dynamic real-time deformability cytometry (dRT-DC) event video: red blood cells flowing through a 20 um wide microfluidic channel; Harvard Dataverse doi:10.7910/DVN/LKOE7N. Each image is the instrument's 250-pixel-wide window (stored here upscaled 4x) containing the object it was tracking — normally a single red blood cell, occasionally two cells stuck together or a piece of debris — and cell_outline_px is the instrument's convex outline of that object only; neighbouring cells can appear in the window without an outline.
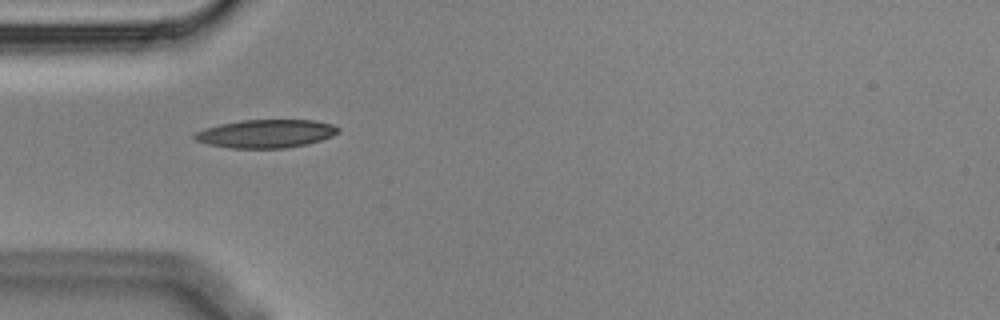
{"species": "Egyptian fruit bat (a non-hibernating species)", "species_latin": "Rousettus aegyptiacus", "temperature_condition": "cold", "stored_images_in_passage": 3, "camera_frame_rate_fps": 3000, "um_per_image_px": 0.085, "animal": {"sex": "male"}, "frame": {"image": 1, "passage_image": 1, "time_ms": 0.0, "image_size_px": [1000, 320], "cell_outline_px": [[340, 132], [332, 136], [308, 144], [284, 148], [232, 148], [208, 144], [196, 140], [192, 136], [196, 132], [204, 128], [220, 124], [240, 120], [312, 120], [332, 124], [340, 128]], "centroid_in_image_um": [22.61, 11.36], "position_along_channel_um": 62.4, "area_um2": 23.64}}
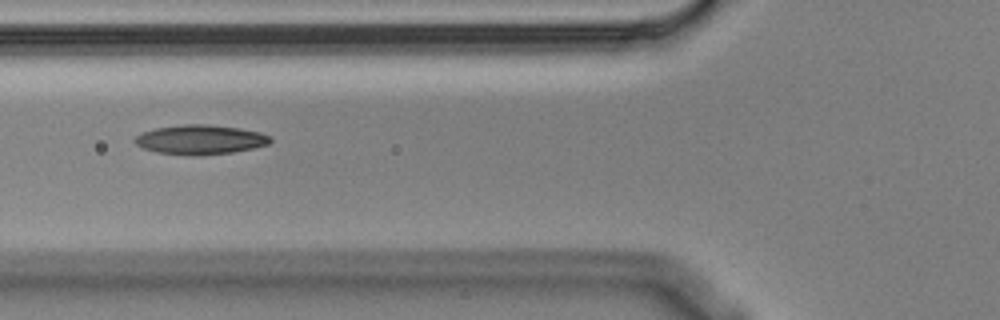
{"frame": {"image": 2, "passage_image": 2, "time_ms": 0.333, "image_size_px": [1000, 320], "cell_outline_px": [[272, 140], [268, 144], [252, 148], [232, 152], [200, 156], [192, 156], [156, 152], [144, 148], [136, 144], [132, 140], [136, 136], [144, 132], [156, 128], [184, 124], [208, 124], [240, 128], [260, 132], [272, 136]], "centroid_in_image_um": [17.04, 11.87], "position_along_channel_um": 108.8, "area_um2": 23.35}}
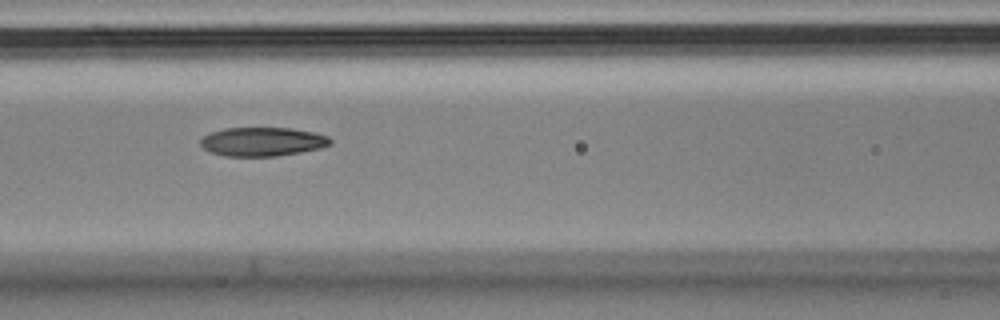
{"frame": {"image": 3, "passage_image": 3, "time_ms": 0.667, "image_size_px": [1000, 320], "cell_outline_px": [[332, 144], [320, 148], [300, 152], [276, 156], [224, 156], [208, 152], [200, 144], [200, 140], [204, 136], [212, 132], [224, 128], [292, 128], [316, 132], [328, 136], [332, 140]], "centroid_in_image_um": [22.32, 12.04], "position_along_channel_um": 144.3, "area_um2": 21.96}}